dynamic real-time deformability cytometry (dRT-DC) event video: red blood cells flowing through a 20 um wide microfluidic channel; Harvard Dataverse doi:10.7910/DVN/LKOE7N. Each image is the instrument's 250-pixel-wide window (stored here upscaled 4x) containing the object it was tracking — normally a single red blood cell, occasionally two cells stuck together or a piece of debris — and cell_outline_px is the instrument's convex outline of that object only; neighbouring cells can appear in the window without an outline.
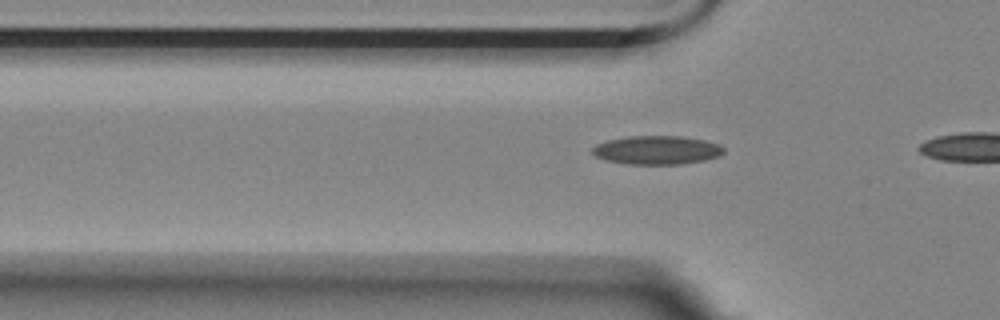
{"species": "Egyptian fruit bat (a non-hibernating species)", "species_latin": "Rousettus aegyptiacus", "temperature_condition": "room temperature", "stored_images_in_passage": 4, "camera_frame_rate_fps": 3000, "um_per_image_px": 0.085, "animal": {"sex": "female"}, "frame": {"image": 1, "passage_image": 2, "time_ms": 0.333, "image_size_px": [1000, 320], "cell_outline_px": [[724, 152], [720, 156], [704, 160], [680, 164], [624, 164], [604, 160], [596, 156], [592, 152], [592, 148], [596, 144], [608, 140], [628, 136], [680, 136], [704, 140], [720, 144], [724, 148]], "centroid_in_image_um": [55.83, 12.76], "position_along_channel_um": 70.0, "area_um2": 22.02}}